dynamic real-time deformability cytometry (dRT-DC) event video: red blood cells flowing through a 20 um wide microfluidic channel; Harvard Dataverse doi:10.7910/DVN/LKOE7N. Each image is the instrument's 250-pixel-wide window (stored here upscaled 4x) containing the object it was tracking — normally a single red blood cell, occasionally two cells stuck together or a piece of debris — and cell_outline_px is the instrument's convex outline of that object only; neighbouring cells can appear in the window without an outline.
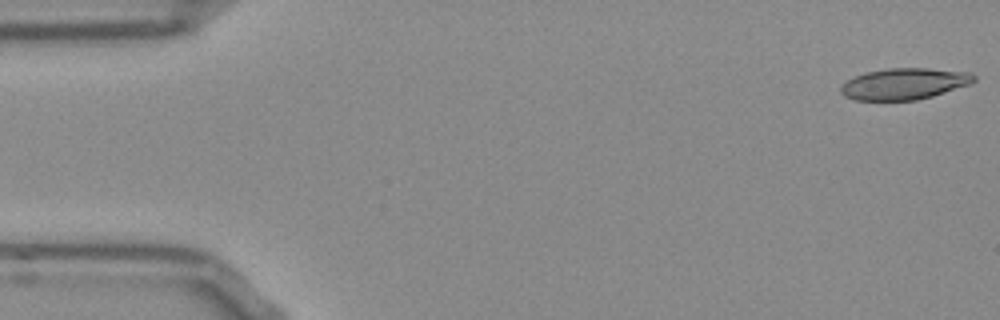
{"species": "Egyptian fruit bat (a non-hibernating species)", "species_latin": "Rousettus aegyptiacus", "temperature_condition": "room temperature", "stored_images_in_passage": 11, "camera_frame_rate_fps": 3000, "um_per_image_px": 0.085, "frame": {"image": 1, "passage_image": 1, "time_ms": 0.0, "image_size_px": [1000, 320], "cell_outline_px": [[976, 80], [972, 84], [932, 96], [916, 100], [856, 100], [844, 96], [840, 92], [840, 84], [864, 72], [888, 68], [928, 68], [972, 72], [976, 76]], "centroid_in_image_um": [76.89, 7.12], "position_along_channel_um": 8.1, "area_um2": 24.57}}